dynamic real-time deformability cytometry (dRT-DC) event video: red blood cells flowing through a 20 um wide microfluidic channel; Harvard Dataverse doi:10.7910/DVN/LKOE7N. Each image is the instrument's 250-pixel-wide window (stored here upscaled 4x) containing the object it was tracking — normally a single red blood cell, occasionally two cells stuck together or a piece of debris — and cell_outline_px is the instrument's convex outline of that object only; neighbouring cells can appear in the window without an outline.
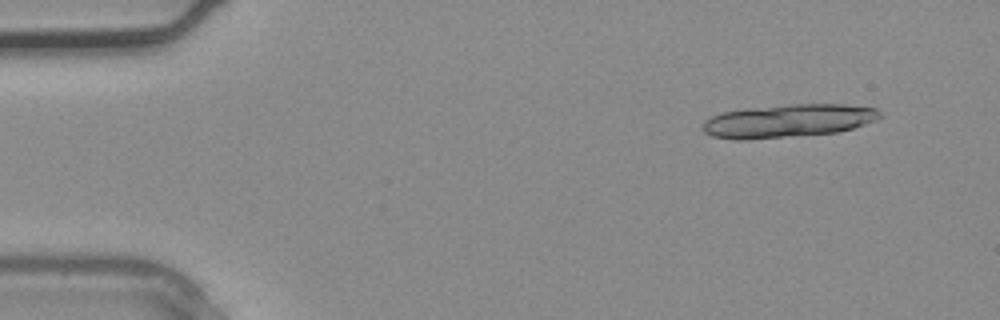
{"species": "common noctule bat (a hibernating species)", "species_latin": "Nyctalus noctula", "temperature_condition": "warm", "stored_images_in_passage": 4, "camera_frame_rate_fps": 3000, "um_per_image_px": 0.085, "animal": {"sex": "male", "body_mass_g": 20.4}, "frame": {"image": 1, "passage_image": 1, "time_ms": 0.0, "image_size_px": [1000, 320], "cell_outline_px": [[884, 116], [876, 120], [852, 128], [836, 132], [748, 140], [732, 140], [712, 136], [704, 132], [704, 120], [712, 116], [724, 112], [748, 108], [788, 104], [844, 104], [876, 108]], "centroid_in_image_um": [66.99, 10.27], "position_along_channel_um": 18.0, "area_um2": 34.22}}
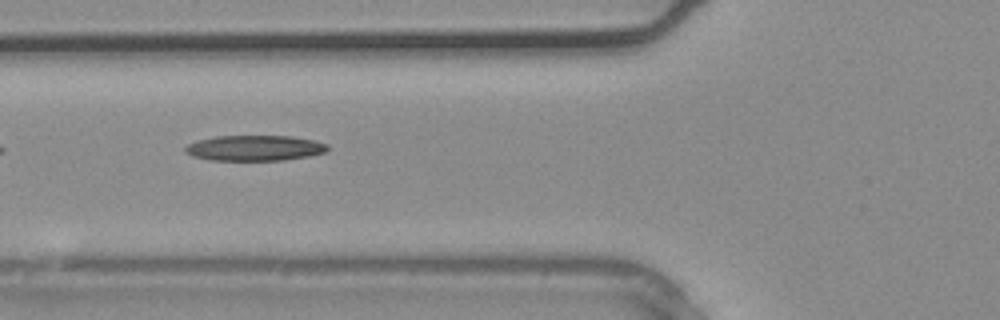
{"frame": {"image": 2, "passage_image": 4, "time_ms": 1.0, "image_size_px": [1000, 320], "cell_outline_px": [[328, 148], [324, 152], [308, 156], [284, 160], [212, 160], [192, 156], [184, 152], [184, 148], [188, 144], [196, 140], [216, 136], [292, 136], [316, 140], [328, 144]], "centroid_in_image_um": [21.63, 12.57], "position_along_channel_um": 104.2, "area_um2": 21.21}}